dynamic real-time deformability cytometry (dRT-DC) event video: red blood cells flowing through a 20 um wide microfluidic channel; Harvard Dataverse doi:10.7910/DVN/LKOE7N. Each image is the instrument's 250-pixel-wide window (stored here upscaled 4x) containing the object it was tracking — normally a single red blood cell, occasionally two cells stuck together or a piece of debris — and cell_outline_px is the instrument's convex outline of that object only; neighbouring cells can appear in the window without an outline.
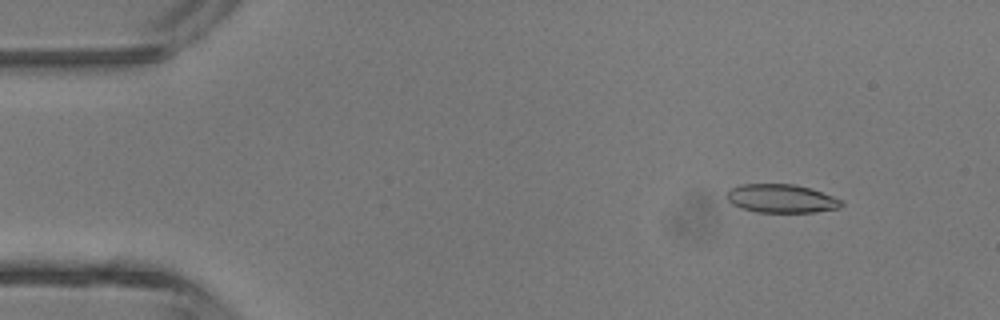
{"species": "common noctule bat (a hibernating species)", "species_latin": "Nyctalus noctula", "temperature_condition": "room temperature", "stored_images_in_passage": 41, "camera_frame_rate_fps": 3000, "um_per_image_px": 0.085, "animal": {"sex": "male", "body_mass_g": 13.3}, "frame": {"image": 1, "passage_image": 1, "time_ms": 0.0, "image_size_px": [1000, 320], "cell_outline_px": [[844, 204], [840, 208], [816, 212], [756, 212], [740, 208], [732, 204], [724, 196], [732, 188], [740, 184], [792, 184], [808, 188], [844, 200]], "centroid_in_image_um": [66.4, 16.88], "position_along_channel_um": 18.6, "area_um2": 19.07}}
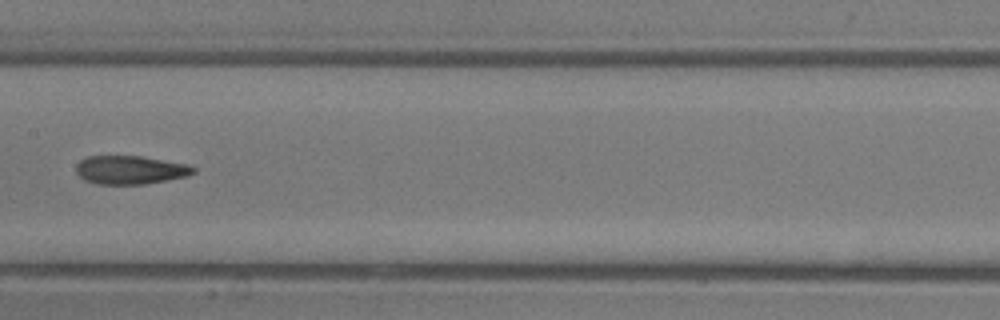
{"frame": {"image": 2, "passage_image": 19, "time_ms": 6.0, "image_size_px": [1000, 320], "cell_outline_px": [[196, 172], [188, 176], [144, 184], [96, 184], [84, 180], [76, 172], [76, 164], [80, 160], [88, 156], [140, 156], [192, 164], [196, 168]], "centroid_in_image_um": [11.11, 14.44], "position_along_channel_um": 196.3, "area_um2": 19.71}}
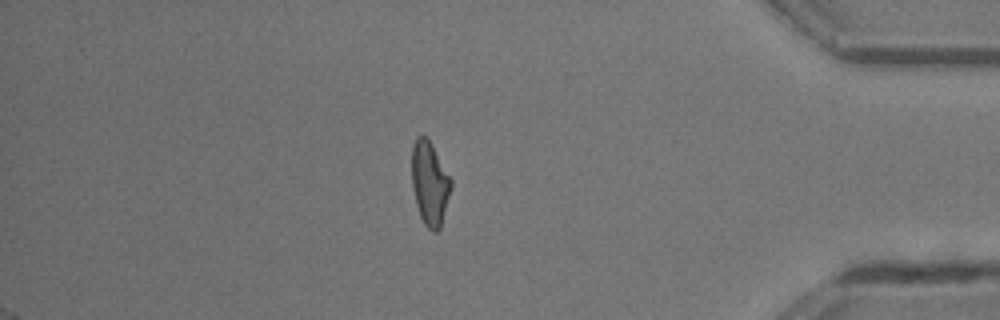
{"frame": {"image": 3, "passage_image": 35, "time_ms": 11.333, "image_size_px": [1000, 320], "cell_outline_px": [[452, 188], [440, 228], [436, 232], [432, 232], [424, 224], [420, 216], [416, 204], [412, 188], [412, 148], [416, 136], [424, 136], [432, 144], [452, 180]], "centroid_in_image_um": [36.53, 15.6], "position_along_channel_um": 398.7, "area_um2": 19.19}, "authors_computed_cell_mechanics": {"area_um2": 19.5364, "velocity_mm_per_s": 4.5106, "shape_relaxation_time_tau1_ms": 11.2249, "shape_relaxation_time_tau2_ms": 2.7736, "deformation_change_tau1": 0.3332, "deformation_change_tau2": 0.1365}}